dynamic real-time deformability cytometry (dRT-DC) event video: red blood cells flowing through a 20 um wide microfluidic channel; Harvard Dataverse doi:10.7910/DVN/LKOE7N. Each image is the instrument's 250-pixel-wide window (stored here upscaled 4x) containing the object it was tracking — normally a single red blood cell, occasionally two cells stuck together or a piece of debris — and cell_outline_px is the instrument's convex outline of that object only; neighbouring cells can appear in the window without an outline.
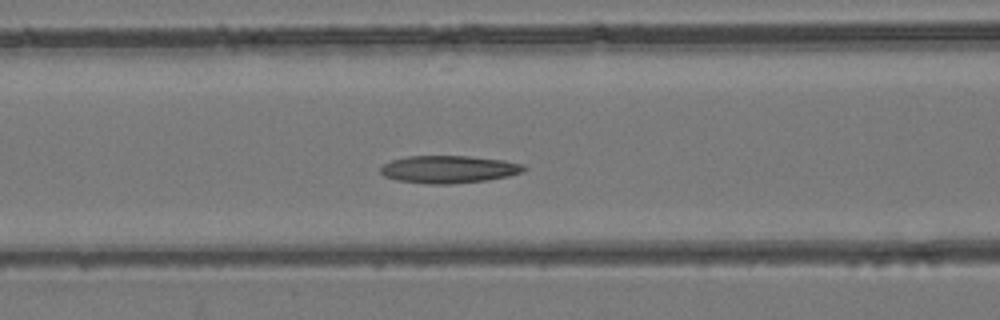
{"species": "common noctule bat (a hibernating species)", "species_latin": "Nyctalus noctula", "temperature_condition": "room temperature", "stored_images_in_passage": 46, "camera_frame_rate_fps": 3000, "um_per_image_px": 0.085, "animal": {"sex": "female", "body_mass_g": 24.6, "forearm_length_mm": 56.2}, "frame": {"image": 1, "passage_image": 18, "time_ms": 5.667, "image_size_px": [1000, 320], "cell_outline_px": [[528, 168], [524, 172], [508, 176], [488, 180], [448, 184], [428, 184], [396, 180], [384, 176], [380, 172], [380, 168], [384, 164], [392, 160], [408, 156], [472, 156], [504, 160], [524, 164]], "centroid_in_image_um": [38.18, 14.39], "position_along_channel_um": 128.4, "area_um2": 23.18}}
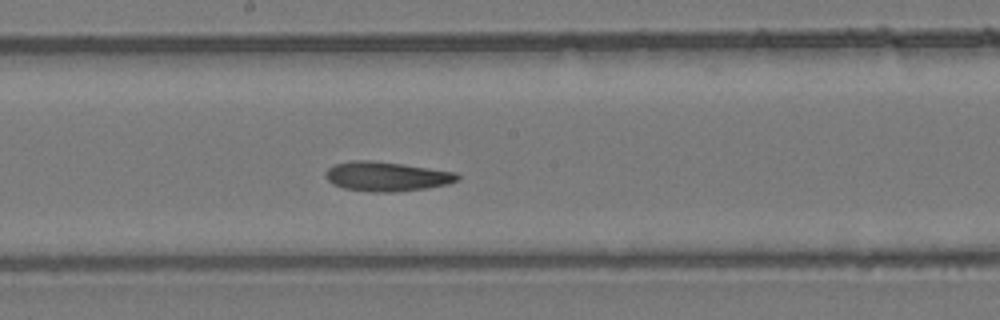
{"frame": {"image": 2, "passage_image": 24, "time_ms": 7.667, "image_size_px": [1000, 320], "cell_outline_px": [[460, 180], [448, 184], [428, 188], [396, 192], [368, 192], [344, 188], [332, 184], [324, 176], [324, 172], [328, 168], [336, 164], [352, 160], [368, 160], [400, 164], [456, 172], [460, 176]], "centroid_in_image_um": [32.85, 15.01], "position_along_channel_um": 215.3, "area_um2": 22.72}}
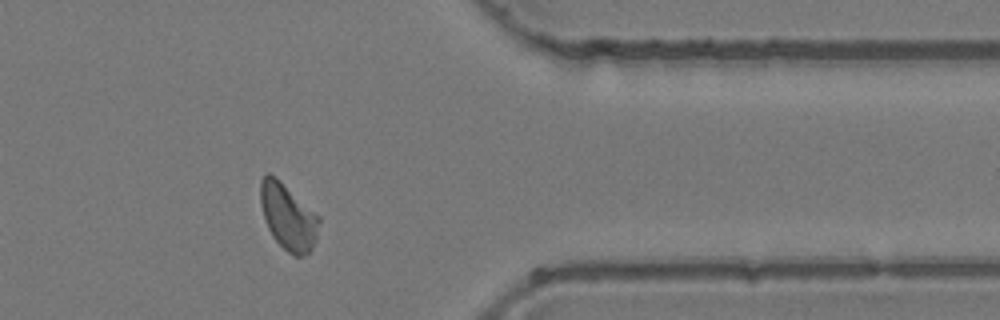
{"frame": {"image": 3, "passage_image": 37, "time_ms": 12.0, "image_size_px": [1000, 320], "cell_outline_px": [[320, 224], [316, 240], [312, 248], [308, 252], [300, 256], [296, 256], [288, 252], [272, 236], [268, 228], [260, 204], [260, 180], [268, 172], [276, 176], [320, 216]], "centroid_in_image_um": [24.49, 18.39], "position_along_channel_um": 386.9, "area_um2": 22.6}}